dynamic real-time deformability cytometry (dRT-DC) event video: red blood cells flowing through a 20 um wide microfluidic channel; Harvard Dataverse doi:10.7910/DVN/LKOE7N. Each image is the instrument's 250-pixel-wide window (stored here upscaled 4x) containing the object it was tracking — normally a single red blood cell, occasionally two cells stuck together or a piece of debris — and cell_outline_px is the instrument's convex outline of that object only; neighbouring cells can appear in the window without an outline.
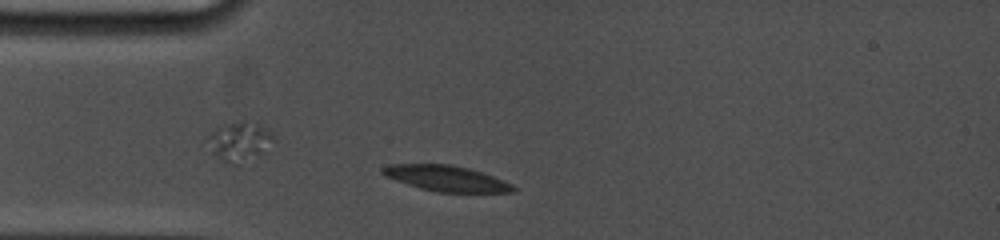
{"species": "common noctule bat (a hibernating species)", "species_latin": "Nyctalus noctula", "temperature_condition": "cold", "stored_images_in_passage": 2, "camera_frame_rate_fps": 5000, "um_per_image_px": 0.085, "animal": {"sex": "female", "body_mass_g": 19.0, "forearm_length_mm": 53.3}, "frame": {"image": 1, "passage_image": 1, "time_ms": 0.0, "image_size_px": [1000, 240], "cell_outline_px": [[516, 192], [436, 192], [420, 188], [384, 176], [380, 172], [380, 168], [388, 164], [452, 164], [468, 168], [492, 176], [512, 184], [516, 188]], "centroid_in_image_um": [37.89, 15.16], "position_along_channel_um": 47.1, "area_um2": 19.48}}